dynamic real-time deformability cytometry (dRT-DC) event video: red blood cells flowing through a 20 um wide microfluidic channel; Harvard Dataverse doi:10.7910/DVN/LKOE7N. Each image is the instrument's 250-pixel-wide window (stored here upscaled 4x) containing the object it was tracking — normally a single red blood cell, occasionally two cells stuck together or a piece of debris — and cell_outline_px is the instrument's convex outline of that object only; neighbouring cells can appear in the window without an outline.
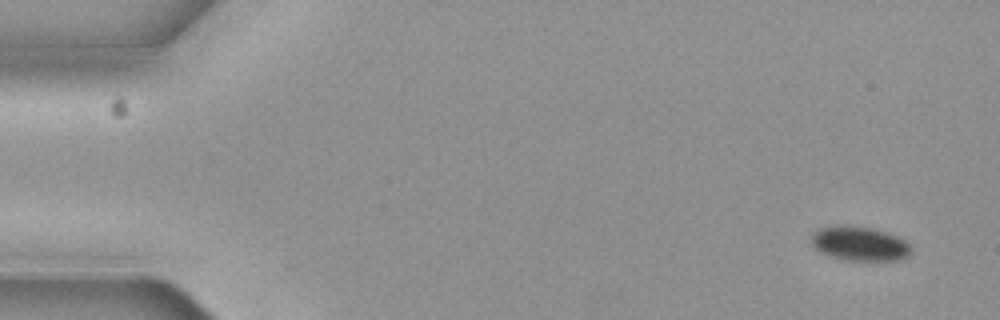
{"species": "common noctule bat (a hibernating species)", "species_latin": "Nyctalus noctula", "temperature_condition": "cold", "stored_images_in_passage": 6, "camera_frame_rate_fps": 3000, "um_per_image_px": 0.085, "animal": {"sex": "female", "body_mass_g": 19.3, "forearm_length_mm": 54.1}, "frame": {"image": 1, "passage_image": 1, "time_ms": 0.0, "image_size_px": [1000, 320], "cell_outline_px": [[908, 256], [900, 260], [844, 260], [828, 256], [820, 252], [812, 244], [812, 236], [820, 228], [836, 224], [844, 224], [872, 228], [888, 232], [904, 240], [908, 244]], "centroid_in_image_um": [73.02, 20.69], "position_along_channel_um": 12.0, "area_um2": 19.88}}